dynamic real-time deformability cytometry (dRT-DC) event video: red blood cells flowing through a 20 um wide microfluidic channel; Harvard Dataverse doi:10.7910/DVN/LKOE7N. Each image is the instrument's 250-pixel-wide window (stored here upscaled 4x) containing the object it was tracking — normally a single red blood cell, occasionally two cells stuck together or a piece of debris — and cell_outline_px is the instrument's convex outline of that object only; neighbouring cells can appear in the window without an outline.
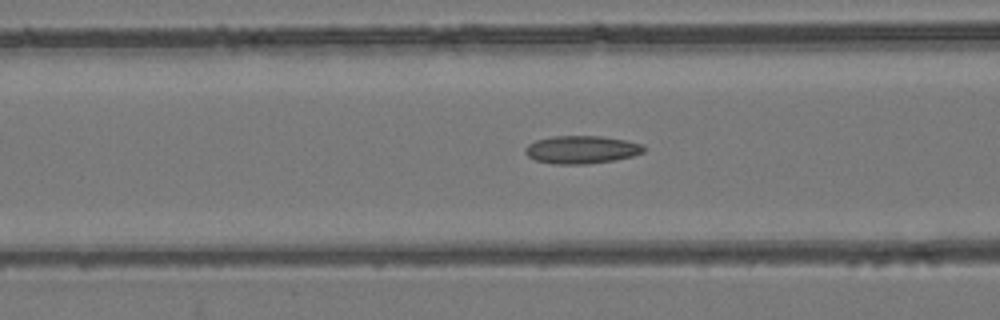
{"species": "common noctule bat (a hibernating species)", "species_latin": "Nyctalus noctula", "temperature_condition": "room temperature", "stored_images_in_passage": 54, "camera_frame_rate_fps": 3000, "um_per_image_px": 0.085, "animal": {"sex": "female", "body_mass_g": 24.6, "forearm_length_mm": 56.2}, "frame": {"image": 1, "passage_image": 22, "time_ms": 7.0, "image_size_px": [1000, 320], "cell_outline_px": [[644, 152], [632, 156], [616, 160], [588, 164], [556, 164], [536, 160], [528, 156], [524, 152], [524, 148], [528, 144], [536, 140], [552, 136], [600, 136], [624, 140], [644, 144]], "centroid_in_image_um": [49.43, 12.72], "position_along_channel_um": 117.2, "area_um2": 19.31}}
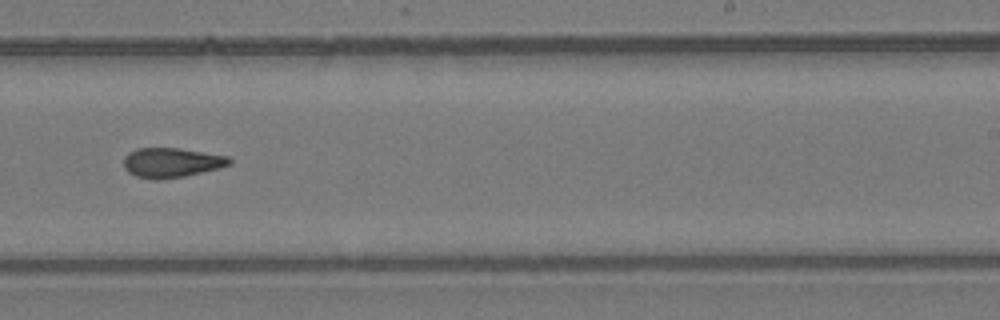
{"frame": {"image": 2, "passage_image": 34, "time_ms": 11.0, "image_size_px": [1000, 320], "cell_outline_px": [[232, 164], [220, 168], [184, 176], [156, 180], [136, 176], [128, 172], [124, 168], [124, 156], [128, 152], [136, 148], [176, 148], [228, 156], [232, 160]], "centroid_in_image_um": [14.56, 13.82], "position_along_channel_um": 274.4, "area_um2": 18.26}}
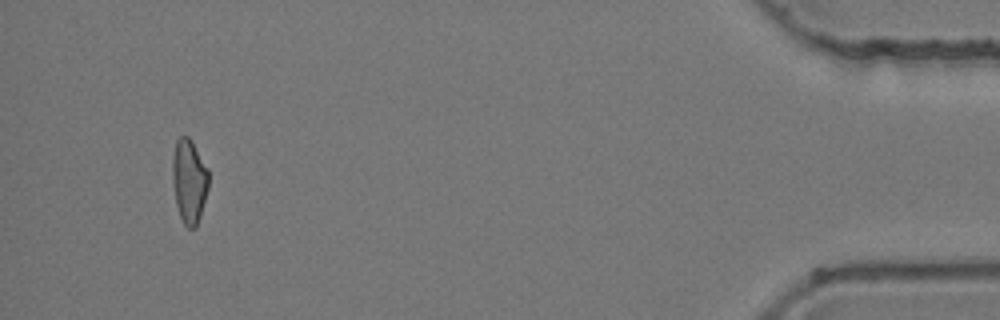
{"frame": {"image": 3, "passage_image": 51, "time_ms": 16.667, "image_size_px": [1000, 320], "cell_outline_px": [[208, 188], [200, 216], [196, 228], [188, 228], [184, 224], [180, 216], [176, 204], [172, 180], [172, 160], [176, 140], [180, 136], [188, 136], [192, 140], [208, 168]], "centroid_in_image_um": [16.07, 15.37], "position_along_channel_um": 419.1, "area_um2": 17.8}, "authors_computed_cell_mechanics": {"area_um2": 18.4671, "velocity_mm_per_s": 3.9296, "shape_relaxation_time_tau1_ms": null, "shape_relaxation_time_tau2_ms": 2.9305, "deformation_change_tau1": null, "deformation_change_tau2": 0.1067}}